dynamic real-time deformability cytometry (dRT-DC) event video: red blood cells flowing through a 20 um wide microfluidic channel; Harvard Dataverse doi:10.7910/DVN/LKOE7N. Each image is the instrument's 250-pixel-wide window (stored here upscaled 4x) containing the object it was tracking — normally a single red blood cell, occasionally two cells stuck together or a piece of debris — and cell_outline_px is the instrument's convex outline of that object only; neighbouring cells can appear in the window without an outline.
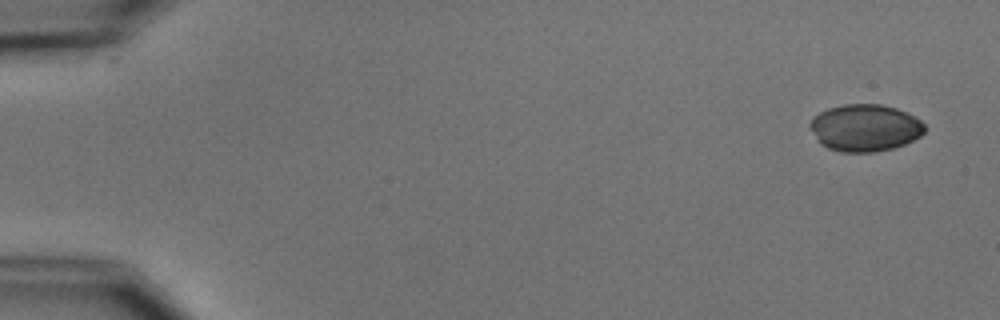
{"species": "common noctule bat (a hibernating species)", "species_latin": "Nyctalus noctula", "temperature_condition": "cold", "stored_images_in_passage": 4, "camera_frame_rate_fps": 3000, "um_per_image_px": 0.085, "animal": {"sex": "male", "body_mass_g": 15.6}, "frame": {"image": 1, "passage_image": 1, "time_ms": 0.0, "image_size_px": [1000, 320], "cell_outline_px": [[924, 132], [920, 136], [904, 144], [892, 148], [872, 152], [840, 152], [828, 148], [820, 144], [808, 124], [820, 112], [828, 108], [844, 104], [880, 104], [896, 108], [908, 112], [920, 120], [924, 124]], "centroid_in_image_um": [73.52, 10.86], "position_along_channel_um": 11.5, "area_um2": 31.33}}